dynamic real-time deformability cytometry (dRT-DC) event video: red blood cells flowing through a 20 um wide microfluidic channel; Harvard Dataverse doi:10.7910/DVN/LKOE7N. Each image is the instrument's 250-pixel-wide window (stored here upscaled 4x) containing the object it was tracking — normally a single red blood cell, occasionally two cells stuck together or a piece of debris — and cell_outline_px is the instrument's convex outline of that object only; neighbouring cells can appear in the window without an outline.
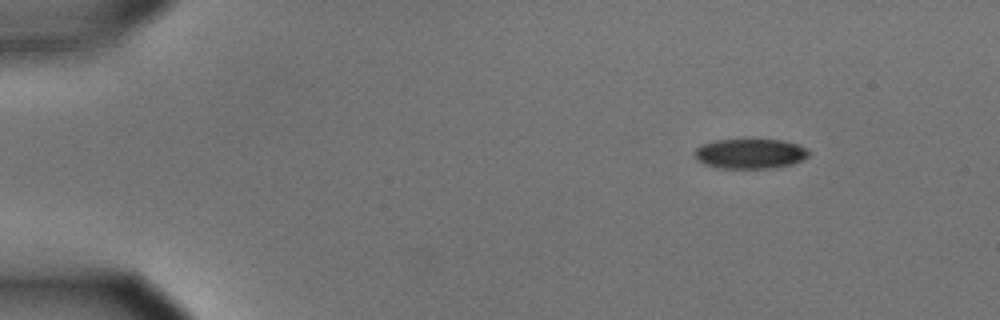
{"species": "common noctule bat (a hibernating species)", "species_latin": "Nyctalus noctula", "temperature_condition": "cold", "stored_images_in_passage": 50, "camera_frame_rate_fps": 3000, "um_per_image_px": 0.085, "animal": {"sex": "male", "body_mass_g": 15.6}, "frame": {"image": 1, "passage_image": 1, "time_ms": 0.0, "image_size_px": [1000, 320], "cell_outline_px": [[808, 156], [792, 164], [772, 168], [720, 168], [704, 164], [696, 160], [696, 148], [700, 144], [716, 140], [784, 140], [796, 144], [804, 148], [808, 152]], "centroid_in_image_um": [63.72, 13.06], "position_along_channel_um": 21.3, "area_um2": 19.65}}
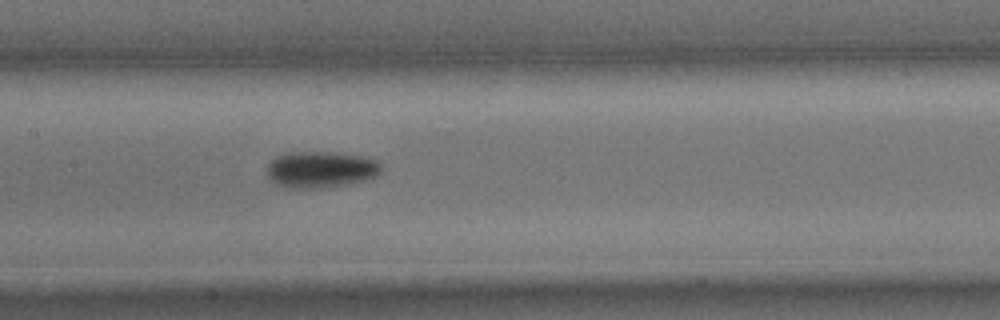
{"frame": {"image": 2, "passage_image": 22, "time_ms": 7.0, "image_size_px": [1000, 320], "cell_outline_px": [[380, 172], [376, 176], [348, 184], [320, 188], [284, 188], [276, 184], [264, 172], [268, 164], [276, 156], [288, 152], [328, 152], [360, 156], [376, 160], [380, 164]], "centroid_in_image_um": [27.19, 14.41], "position_along_channel_um": 180.2, "area_um2": 24.22}}
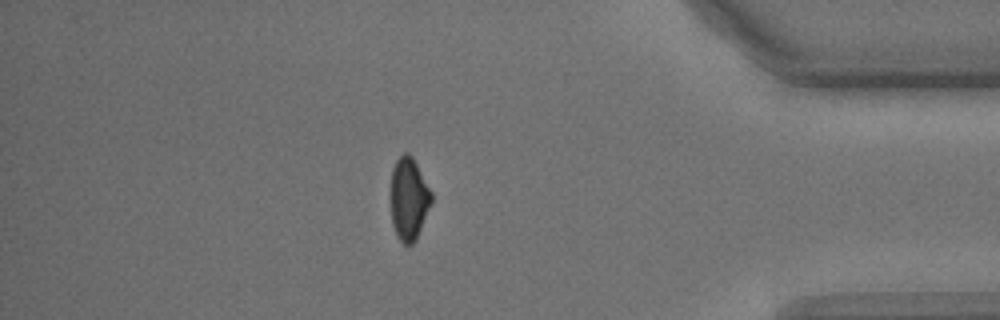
{"frame": {"image": 3, "passage_image": 43, "time_ms": 14.0, "image_size_px": [1000, 320], "cell_outline_px": [[432, 200], [416, 240], [412, 244], [404, 244], [400, 240], [392, 224], [392, 168], [396, 160], [404, 152], [408, 152], [412, 156], [432, 192]], "centroid_in_image_um": [34.76, 16.88], "position_along_channel_um": 400.4, "area_um2": 19.19}, "authors_computed_cell_mechanics": {"area_um2": 21.3571, "velocity_mm_per_s": 3.5888, "shape_relaxation_time_tau1_ms": 2.1278, "shape_relaxation_time_tau2_ms": null, "deformation_change_tau1": 0.1063, "deformation_change_tau2": null}}